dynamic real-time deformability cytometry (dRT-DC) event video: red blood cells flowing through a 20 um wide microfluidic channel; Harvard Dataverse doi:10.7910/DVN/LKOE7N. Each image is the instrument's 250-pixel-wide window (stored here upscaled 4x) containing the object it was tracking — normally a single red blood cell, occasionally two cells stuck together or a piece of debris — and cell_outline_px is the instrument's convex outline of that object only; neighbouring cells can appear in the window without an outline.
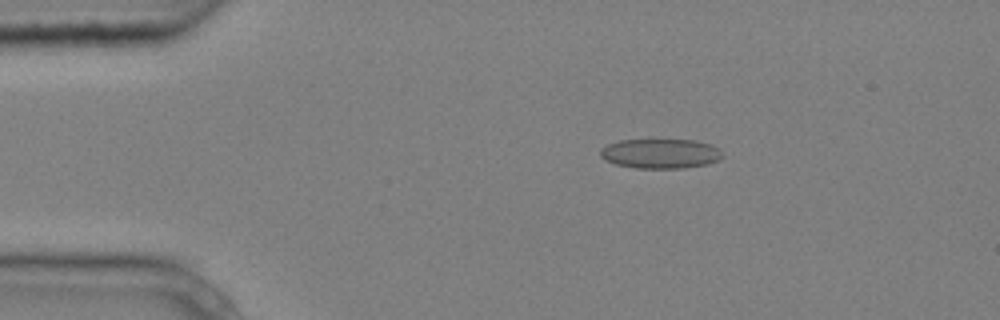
{"species": "common noctule bat (a hibernating species)", "species_latin": "Nyctalus noctula", "temperature_condition": "cold", "stored_images_in_passage": 5, "camera_frame_rate_fps": 3000, "um_per_image_px": 0.085, "animal": {"sex": "male", "body_mass_g": 20.4}, "frame": {"image": 1, "passage_image": 3, "time_ms": 0.667, "image_size_px": [1000, 320], "cell_outline_px": [[724, 156], [708, 164], [684, 168], [636, 168], [616, 164], [604, 160], [600, 156], [600, 148], [608, 144], [620, 140], [696, 140], [712, 144]], "centroid_in_image_um": [56.11, 13.05], "position_along_channel_um": 28.9, "area_um2": 21.1}}
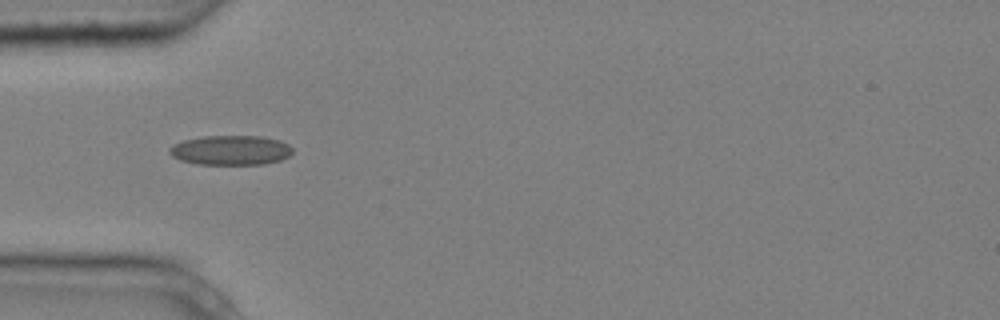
{"frame": {"image": 2, "passage_image": 5, "time_ms": 1.333, "image_size_px": [1000, 320], "cell_outline_px": [[292, 152], [288, 156], [280, 160], [264, 164], [196, 164], [180, 160], [172, 156], [168, 152], [168, 148], [172, 144], [184, 140], [204, 136], [260, 136], [280, 140], [288, 144], [292, 148]], "centroid_in_image_um": [19.58, 12.76], "position_along_channel_um": 65.4, "area_um2": 21.33}}